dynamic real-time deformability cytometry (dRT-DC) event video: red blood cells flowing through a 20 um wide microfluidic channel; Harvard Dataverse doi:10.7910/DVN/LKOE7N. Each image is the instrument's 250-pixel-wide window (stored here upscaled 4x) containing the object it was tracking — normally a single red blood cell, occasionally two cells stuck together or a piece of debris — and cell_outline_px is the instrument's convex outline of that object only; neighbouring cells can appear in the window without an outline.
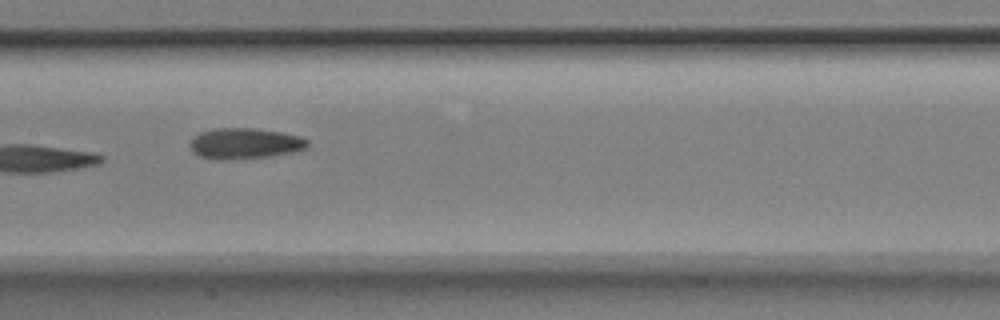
{"species": "Egyptian fruit bat (a non-hibernating species)", "species_latin": "Rousettus aegyptiacus", "temperature_condition": "room temperature", "stored_images_in_passage": 9, "camera_frame_rate_fps": 3000, "um_per_image_px": 0.085, "animal": {"sex": "male"}, "frame": {"image": 1, "passage_image": 8, "time_ms": 2.333, "image_size_px": [1000, 320], "cell_outline_px": [[308, 144], [304, 148], [292, 152], [268, 156], [232, 160], [216, 160], [200, 156], [192, 152], [188, 144], [192, 136], [200, 132], [212, 128], [252, 128], [280, 132], [300, 136], [308, 140]], "centroid_in_image_um": [20.72, 12.19], "position_along_channel_um": 186.7, "area_um2": 21.27}}